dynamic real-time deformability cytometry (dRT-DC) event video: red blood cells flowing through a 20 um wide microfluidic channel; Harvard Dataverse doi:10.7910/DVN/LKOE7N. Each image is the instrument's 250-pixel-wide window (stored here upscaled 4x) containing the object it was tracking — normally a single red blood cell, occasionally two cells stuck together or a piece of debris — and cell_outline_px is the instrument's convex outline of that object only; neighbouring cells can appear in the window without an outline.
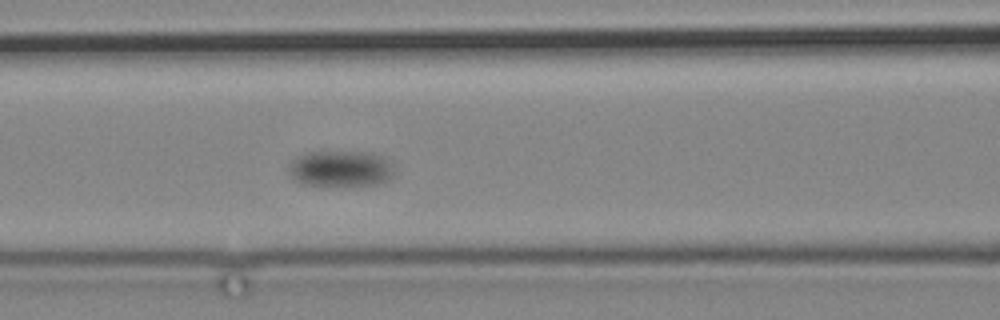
{"species": "common noctule bat (a hibernating species)", "species_latin": "Nyctalus noctula", "temperature_condition": "cold", "stored_images_in_passage": 28, "camera_frame_rate_fps": 3000, "um_per_image_px": 0.085, "animal": {"sex": "male", "body_mass_g": 19.2, "forearm_length_mm": 51.8}, "frame": {"image": 1, "passage_image": 16, "time_ms": 18.333, "image_size_px": [1000, 320], "cell_outline_px": [[392, 176], [388, 180], [376, 184], [320, 188], [300, 184], [288, 172], [288, 164], [296, 156], [304, 152], [372, 152], [384, 156], [392, 172]], "centroid_in_image_um": [28.85, 14.37], "position_along_channel_um": 137.8, "area_um2": 22.83}}
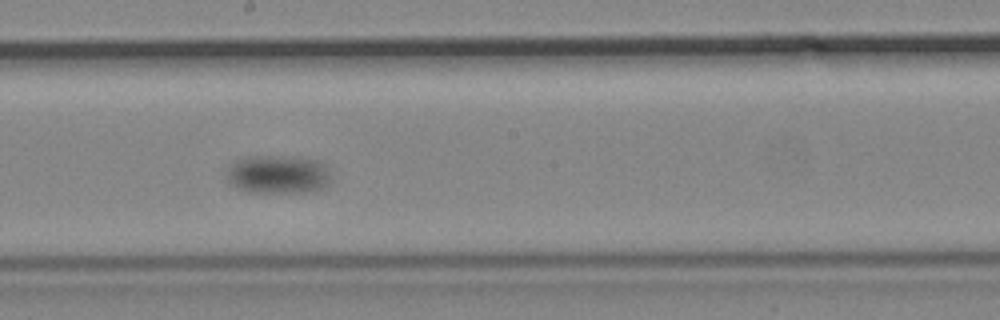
{"frame": {"image": 2, "passage_image": 19, "time_ms": 22.0, "image_size_px": [1000, 320], "cell_outline_px": [[328, 184], [324, 188], [312, 192], [248, 192], [236, 188], [228, 184], [228, 164], [236, 160], [248, 156], [296, 156], [320, 160], [324, 164], [328, 176]], "centroid_in_image_um": [23.6, 14.82], "position_along_channel_um": 224.6, "area_um2": 23.7}}
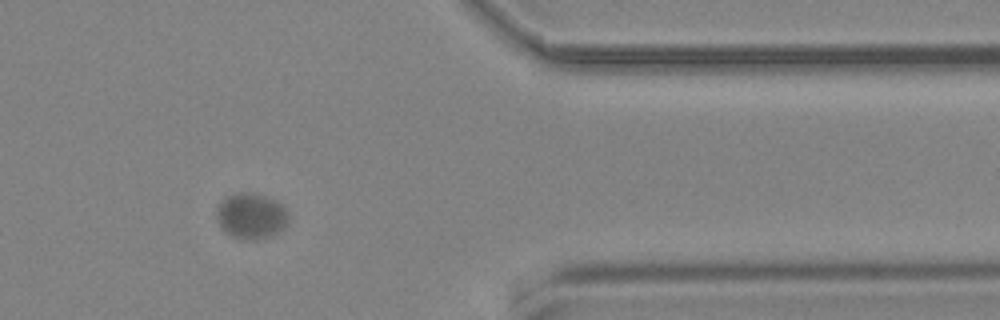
{"frame": {"image": 3, "passage_image": 25, "time_ms": 29.667, "image_size_px": [1000, 320], "cell_outline_px": [[288, 220], [280, 232], [272, 236], [256, 240], [248, 240], [232, 236], [220, 224], [216, 216], [216, 212], [220, 204], [228, 196], [236, 192], [248, 192], [264, 196], [276, 200], [288, 212]], "centroid_in_image_um": [21.38, 18.36], "position_along_channel_um": 390.0, "area_um2": 18.9}}